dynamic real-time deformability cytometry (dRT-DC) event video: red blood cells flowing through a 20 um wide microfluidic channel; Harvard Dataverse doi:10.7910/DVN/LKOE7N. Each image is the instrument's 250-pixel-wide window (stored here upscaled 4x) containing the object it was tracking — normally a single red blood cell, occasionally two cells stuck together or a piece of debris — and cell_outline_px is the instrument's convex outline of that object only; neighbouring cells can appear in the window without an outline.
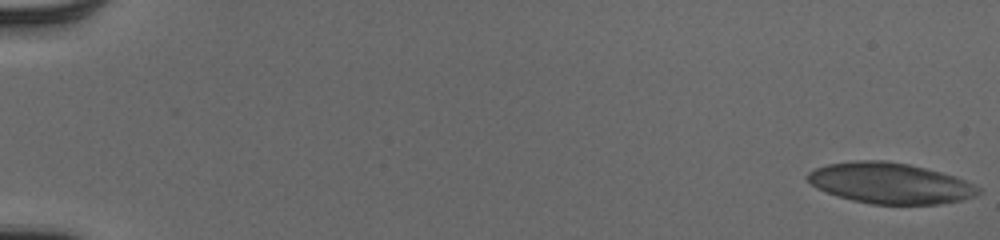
{"species": "human", "species_latin": "Homo sapiens", "temperature_condition": "cold", "stored_images_in_passage": 54, "camera_frame_rate_fps": 3000, "um_per_image_px": 0.085, "donor": {"sex": "male"}, "frame": {"image": 1, "passage_image": 1, "time_ms": 0.0, "image_size_px": [1000, 240], "cell_outline_px": [[980, 192], [972, 196], [960, 200], [936, 204], [872, 204], [852, 200], [816, 188], [808, 180], [808, 172], [816, 168], [828, 164], [860, 160], [884, 160], [908, 164], [940, 172], [964, 180], [980, 188]], "centroid_in_image_um": [75.63, 15.57], "position_along_channel_um": 9.4, "area_um2": 39.88}}
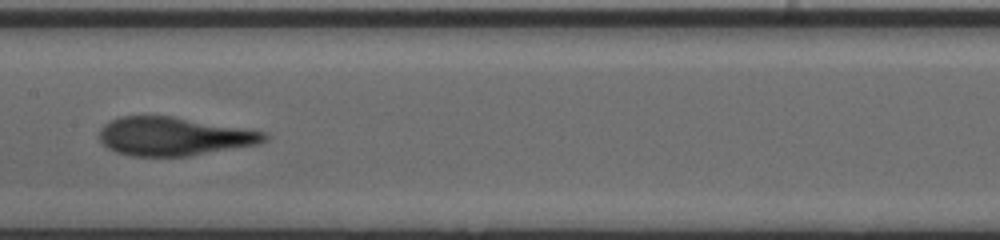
{"frame": {"image": 2, "passage_image": 30, "time_ms": 9.667, "image_size_px": [1000, 240], "cell_outline_px": [[268, 140], [256, 144], [188, 156], [132, 156], [116, 152], [108, 148], [100, 140], [100, 128], [104, 124], [120, 116], [172, 116], [268, 132]], "centroid_in_image_um": [14.77, 11.59], "position_along_channel_um": 192.6, "area_um2": 36.82}}
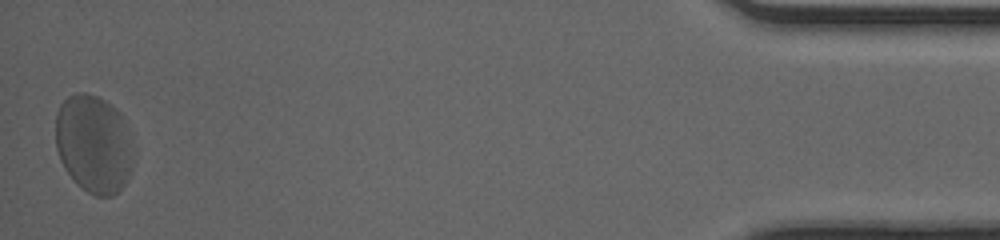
{"frame": {"image": 3, "passage_image": 54, "time_ms": 17.667, "image_size_px": [1000, 240], "cell_outline_px": [[132, 172], [128, 180], [112, 196], [96, 196], [88, 192], [76, 184], [64, 168], [60, 160], [56, 148], [56, 112], [60, 104], [68, 96], [76, 92], [84, 92], [96, 96], [112, 104], [120, 112], [124, 120], [132, 168]], "centroid_in_image_um": [7.91, 12.23], "position_along_channel_um": 427.3, "area_um2": 44.16}, "authors_computed_cell_mechanics": {"area_um2": 38.2636, "velocity_mm_per_s": 3.9089, "shape_relaxation_time_tau1_ms": 3.2344, "shape_relaxation_time_tau2_ms": 1.1636, "deformation_change_tau1": 0.152, "deformation_change_tau2": 0.0887}}